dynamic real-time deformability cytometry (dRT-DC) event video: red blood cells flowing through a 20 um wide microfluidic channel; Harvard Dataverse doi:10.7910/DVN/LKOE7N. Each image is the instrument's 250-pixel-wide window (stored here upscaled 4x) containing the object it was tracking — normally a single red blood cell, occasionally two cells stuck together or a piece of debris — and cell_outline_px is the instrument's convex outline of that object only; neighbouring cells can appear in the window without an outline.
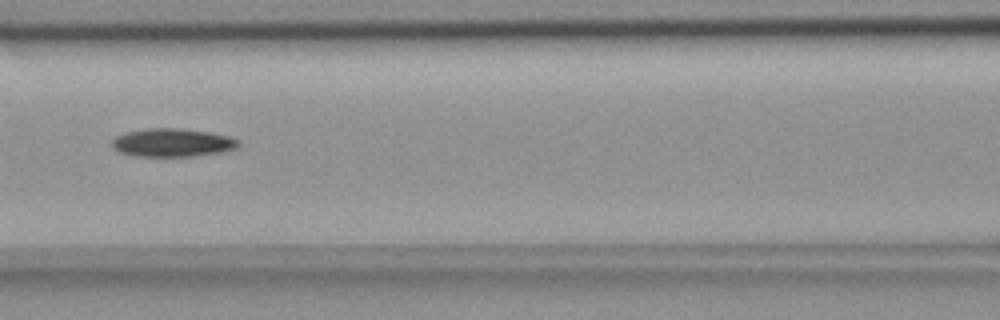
{"species": "common noctule bat (a hibernating species)", "species_latin": "Nyctalus noctula", "temperature_condition": "room temperature", "stored_images_in_passage": 47, "camera_frame_rate_fps": 3000, "um_per_image_px": 0.085, "animal": {"sex": "female", "body_mass_g": 18.4}, "frame": {"image": 1, "passage_image": 16, "time_ms": 5.0, "image_size_px": [1000, 320], "cell_outline_px": [[240, 144], [236, 148], [220, 152], [192, 156], [132, 156], [120, 152], [112, 148], [112, 140], [116, 136], [128, 132], [148, 128], [180, 128], [212, 132], [232, 136], [240, 140]], "centroid_in_image_um": [14.69, 12.12], "position_along_channel_um": 151.9, "area_um2": 20.98}}
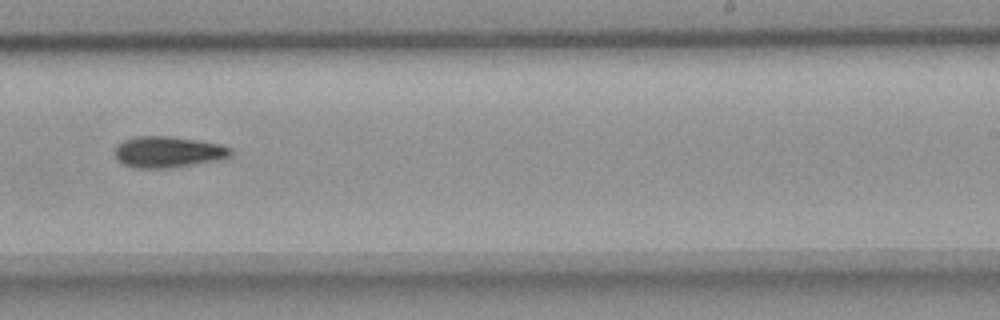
{"frame": {"image": 2, "passage_image": 26, "time_ms": 8.333, "image_size_px": [1000, 320], "cell_outline_px": [[232, 156], [220, 160], [168, 168], [132, 168], [124, 164], [116, 156], [116, 144], [124, 140], [136, 136], [168, 136], [200, 140], [220, 144], [232, 148]], "centroid_in_image_um": [14.33, 12.91], "position_along_channel_um": 274.7, "area_um2": 21.15}}
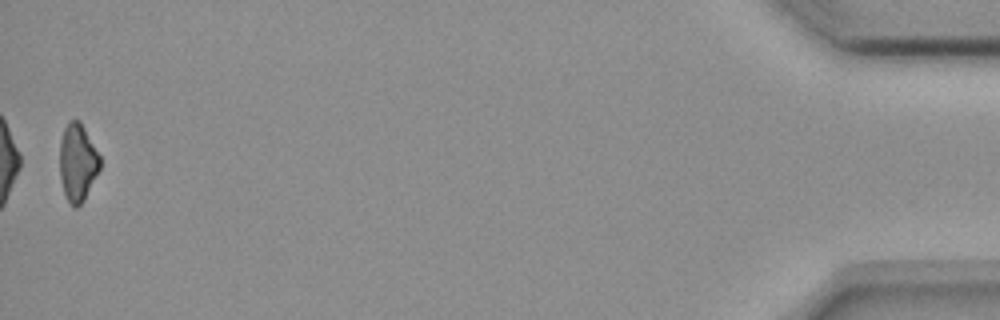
{"frame": {"image": 3, "passage_image": 46, "time_ms": 15.0, "image_size_px": [1000, 320], "cell_outline_px": [[100, 168], [84, 200], [76, 208], [72, 208], [64, 192], [60, 180], [60, 140], [64, 128], [68, 120], [80, 120], [100, 156]], "centroid_in_image_um": [6.58, 13.8], "position_along_channel_um": 428.6, "area_um2": 18.21}, "authors_computed_cell_mechanics": {"area_um2": 20.4612, "velocity_mm_per_s": 3.7012, "shape_relaxation_time_tau1_ms": 9.7206, "shape_relaxation_time_tau2_ms": null, "deformation_change_tau1": 0.205, "deformation_change_tau2": null}}